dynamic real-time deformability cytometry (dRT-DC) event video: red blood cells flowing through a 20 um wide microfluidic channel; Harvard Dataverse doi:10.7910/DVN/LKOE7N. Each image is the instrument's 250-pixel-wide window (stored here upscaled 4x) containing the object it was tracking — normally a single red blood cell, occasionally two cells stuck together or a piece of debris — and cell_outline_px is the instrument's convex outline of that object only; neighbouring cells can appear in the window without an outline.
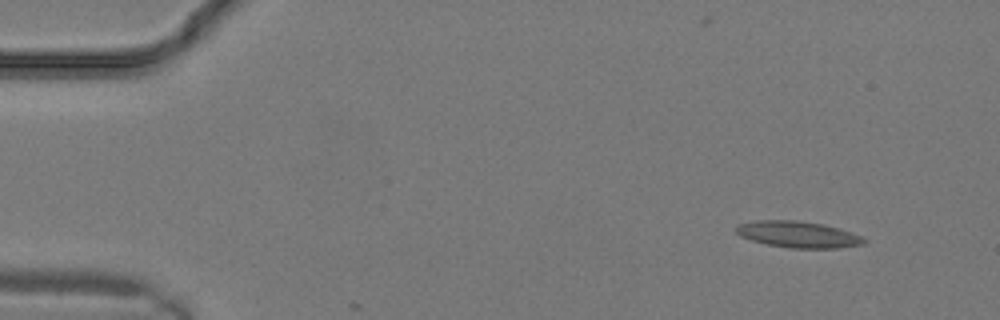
{"species": "common noctule bat (a hibernating species)", "species_latin": "Nyctalus noctula", "temperature_condition": "warm", "stored_images_in_passage": 8, "camera_frame_rate_fps": 3000, "um_per_image_px": 0.085, "animal": {"sex": "male", "body_mass_g": 19.2, "forearm_length_mm": 51.8}, "frame": {"image": 1, "passage_image": 1, "time_ms": 0.0, "image_size_px": [1000, 320], "cell_outline_px": [[868, 240], [864, 244], [836, 248], [792, 248], [768, 244], [752, 240], [740, 236], [736, 232], [736, 228], [740, 224], [756, 220], [796, 220], [824, 224], [860, 236]], "centroid_in_image_um": [67.83, 19.92], "position_along_channel_um": 17.2, "area_um2": 19.36}}
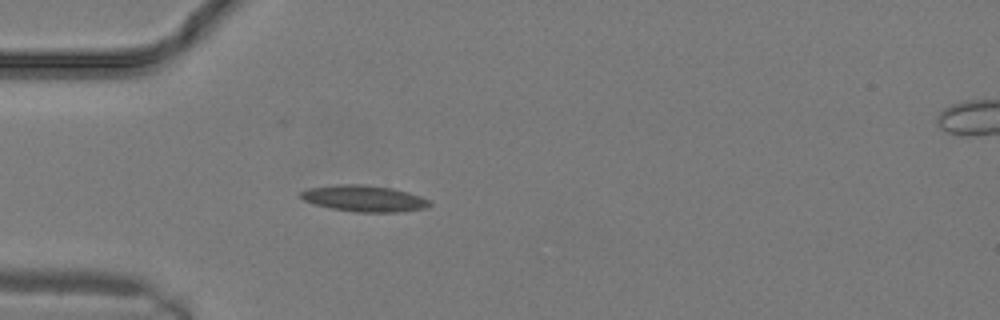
{"frame": {"image": 2, "passage_image": 6, "time_ms": 1.667, "image_size_px": [1000, 320], "cell_outline_px": [[432, 204], [424, 208], [396, 212], [356, 212], [332, 208], [316, 204], [304, 200], [300, 196], [300, 192], [308, 188], [336, 184], [360, 184], [392, 188], [408, 192], [432, 200]], "centroid_in_image_um": [30.97, 16.86], "position_along_channel_um": 54.0, "area_um2": 19.65}}
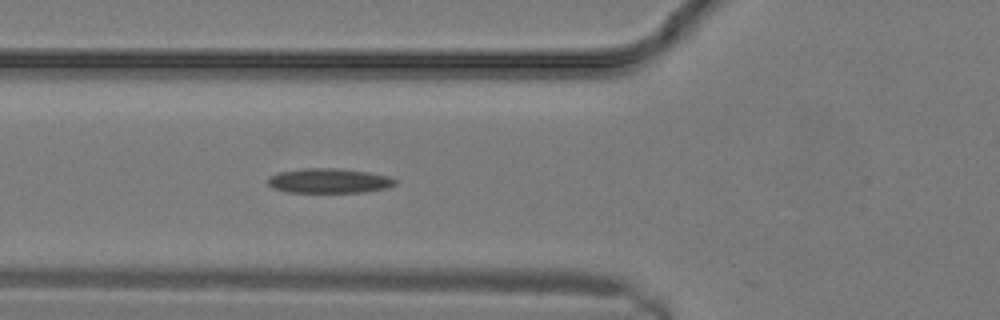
{"frame": {"image": 3, "passage_image": 8, "time_ms": 2.333, "image_size_px": [1000, 320], "cell_outline_px": [[396, 184], [388, 188], [364, 192], [288, 192], [272, 188], [268, 184], [268, 176], [280, 172], [304, 168], [340, 168], [368, 172], [388, 176], [396, 180]], "centroid_in_image_um": [27.97, 15.36], "position_along_channel_um": 97.8, "area_um2": 18.38}}